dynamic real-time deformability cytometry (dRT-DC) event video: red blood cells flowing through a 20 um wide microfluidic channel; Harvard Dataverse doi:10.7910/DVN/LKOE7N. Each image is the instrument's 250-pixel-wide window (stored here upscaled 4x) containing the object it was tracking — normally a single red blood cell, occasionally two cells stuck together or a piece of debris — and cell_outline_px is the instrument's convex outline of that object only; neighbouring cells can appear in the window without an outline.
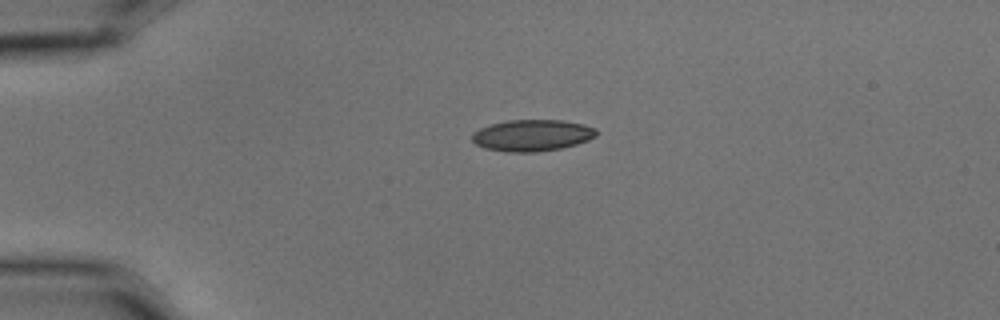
{"species": "common noctule bat (a hibernating species)", "species_latin": "Nyctalus noctula", "temperature_condition": "cold", "stored_images_in_passage": 2, "camera_frame_rate_fps": 3000, "um_per_image_px": 0.085, "animal": {"sex": "male", "body_mass_g": 15.6}, "frame": {"image": 1, "passage_image": 1, "time_ms": 0.0, "image_size_px": [1000, 320], "cell_outline_px": [[596, 136], [588, 140], [576, 144], [560, 148], [536, 152], [508, 152], [484, 148], [476, 144], [472, 140], [472, 132], [480, 128], [492, 124], [508, 120], [564, 120], [584, 124], [596, 128]], "centroid_in_image_um": [45.23, 11.5], "position_along_channel_um": 39.8, "area_um2": 22.83}}